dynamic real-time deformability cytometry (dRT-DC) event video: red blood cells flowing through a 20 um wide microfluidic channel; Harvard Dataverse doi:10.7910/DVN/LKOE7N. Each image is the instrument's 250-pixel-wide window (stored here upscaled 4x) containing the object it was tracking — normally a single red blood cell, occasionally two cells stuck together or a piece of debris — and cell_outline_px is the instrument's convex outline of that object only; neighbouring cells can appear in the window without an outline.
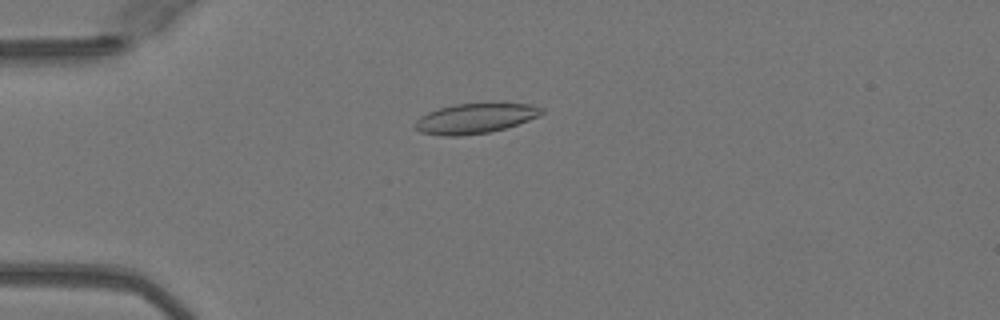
{"species": "Egyptian fruit bat (a non-hibernating species)", "species_latin": "Rousettus aegyptiacus", "temperature_condition": "warm", "stored_images_in_passage": 46, "camera_frame_rate_fps": 3000, "um_per_image_px": 0.085, "animal": {"sex": "female"}, "frame": {"image": 1, "passage_image": 9, "time_ms": 2.667, "image_size_px": [1000, 320], "cell_outline_px": [[544, 112], [528, 120], [504, 128], [488, 132], [460, 136], [444, 136], [420, 132], [412, 124], [420, 116], [428, 112], [440, 108], [456, 104], [532, 104], [544, 108]], "centroid_in_image_um": [40.34, 10.07], "position_along_channel_um": 44.7, "area_um2": 21.79}}
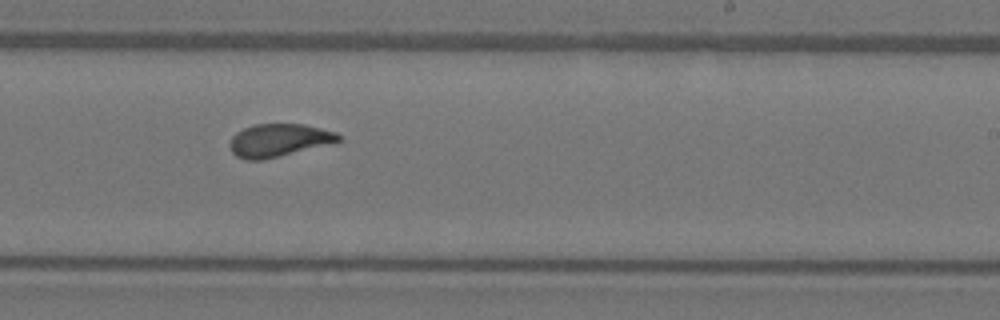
{"frame": {"image": 2, "passage_image": 27, "time_ms": 8.667, "image_size_px": [1000, 320], "cell_outline_px": [[340, 140], [264, 160], [244, 160], [236, 156], [232, 152], [228, 144], [232, 136], [236, 132], [252, 124], [304, 124], [336, 132], [340, 136]], "centroid_in_image_um": [23.6, 11.91], "position_along_channel_um": 265.4, "area_um2": 20.58}}
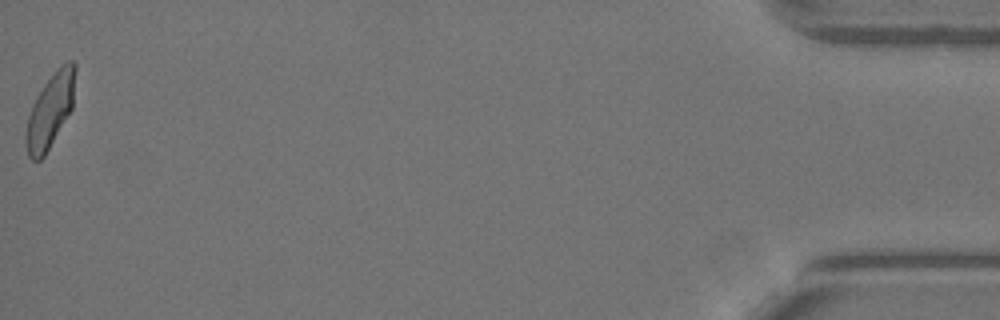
{"frame": {"image": 3, "passage_image": 46, "time_ms": 15.0, "image_size_px": [1000, 320], "cell_outline_px": [[76, 68], [72, 108], [44, 156], [40, 160], [32, 160], [28, 156], [24, 140], [24, 136], [28, 116], [32, 104], [36, 96], [44, 84], [56, 68], [60, 64], [68, 60], [72, 60], [76, 64]], "centroid_in_image_um": [4.25, 9.37], "position_along_channel_um": 430.9, "area_um2": 21.39}, "authors_computed_cell_mechanics": {"area_um2": 21.1259, "velocity_mm_per_s": 4.0889, "shape_relaxation_time_tau1_ms": 4.6547, "shape_relaxation_time_tau2_ms": 0.8185, "deformation_change_tau1": 0.166, "deformation_change_tau2": 0.0824}}